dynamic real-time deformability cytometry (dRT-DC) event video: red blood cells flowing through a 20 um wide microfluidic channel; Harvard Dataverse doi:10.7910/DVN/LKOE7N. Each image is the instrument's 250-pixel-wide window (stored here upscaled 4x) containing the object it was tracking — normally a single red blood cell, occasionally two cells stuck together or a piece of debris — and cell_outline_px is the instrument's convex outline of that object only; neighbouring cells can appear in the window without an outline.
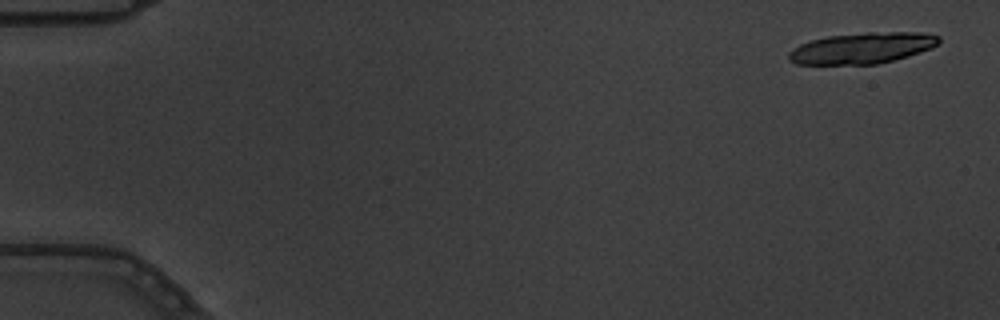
{"species": "common noctule bat (a hibernating species)", "species_latin": "Nyctalus noctula", "temperature_condition": "warm", "stored_images_in_passage": 5, "camera_frame_rate_fps": 3000, "um_per_image_px": 0.085, "animal": {"sex": "male", "body_mass_g": 19.5, "forearm_length_mm": 54.6}, "frame": {"image": 1, "passage_image": 1, "time_ms": 0.0, "image_size_px": [1000, 320], "cell_outline_px": [[940, 44], [932, 48], [908, 56], [876, 64], [796, 64], [788, 60], [788, 52], [792, 48], [800, 44], [812, 40], [828, 36], [868, 32], [920, 32], [940, 36]], "centroid_in_image_um": [73.29, 4.08], "position_along_channel_um": 11.7, "area_um2": 27.22}}